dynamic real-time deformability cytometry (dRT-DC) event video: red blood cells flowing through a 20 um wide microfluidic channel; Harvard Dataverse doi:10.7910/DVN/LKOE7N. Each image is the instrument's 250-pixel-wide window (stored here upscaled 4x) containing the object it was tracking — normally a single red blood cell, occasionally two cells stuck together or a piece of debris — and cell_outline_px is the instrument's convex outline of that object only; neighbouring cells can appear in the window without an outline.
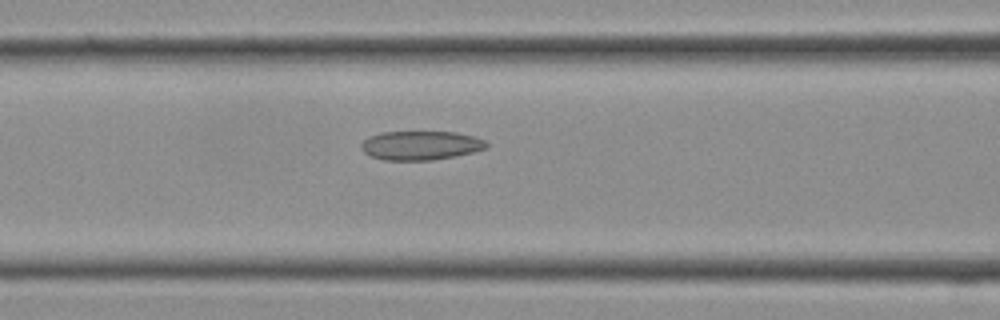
{"species": "Egyptian fruit bat (a non-hibernating species)", "species_latin": "Rousettus aegyptiacus", "temperature_condition": "cold", "stored_images_in_passage": 22, "camera_frame_rate_fps": 3000, "um_per_image_px": 0.085, "frame": {"image": 1, "passage_image": 4, "time_ms": 1.0, "image_size_px": [1000, 320], "cell_outline_px": [[488, 148], [456, 156], [432, 160], [384, 160], [372, 156], [364, 152], [360, 148], [360, 144], [368, 136], [380, 132], [456, 132], [472, 136], [484, 140], [488, 144]], "centroid_in_image_um": [35.74, 12.36], "position_along_channel_um": 130.9, "area_um2": 21.21}}
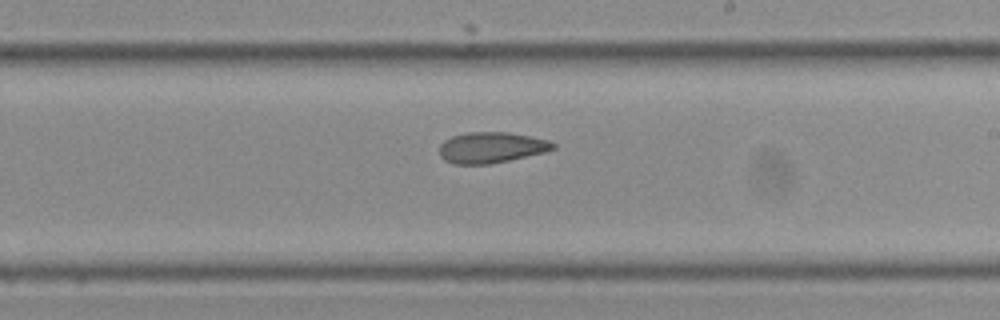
{"frame": {"image": 2, "passage_image": 9, "time_ms": 2.667, "image_size_px": [1000, 320], "cell_outline_px": [[556, 148], [544, 152], [492, 164], [452, 164], [444, 160], [440, 156], [440, 144], [444, 140], [452, 136], [468, 132], [508, 132], [532, 136], [548, 140], [556, 144]], "centroid_in_image_um": [41.75, 12.54], "position_along_channel_um": 247.2, "area_um2": 20.58}}
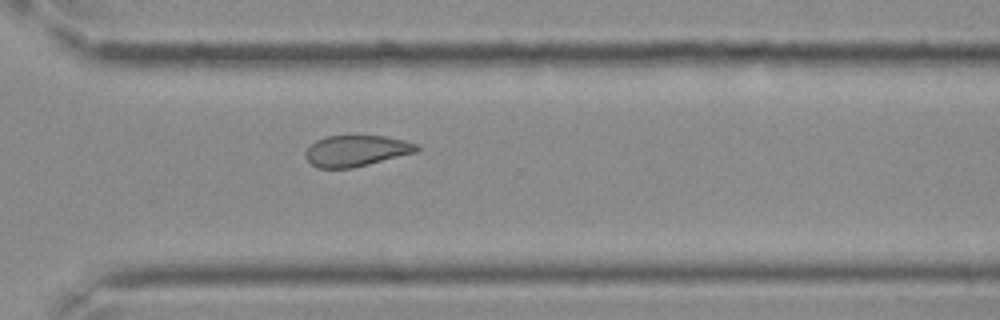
{"frame": {"image": 3, "passage_image": 13, "time_ms": 4.0, "image_size_px": [1000, 320], "cell_outline_px": [[420, 148], [416, 152], [352, 168], [316, 168], [304, 156], [304, 152], [316, 140], [328, 136], [384, 136], [404, 140], [416, 144]], "centroid_in_image_um": [30.26, 12.82], "position_along_channel_um": 340.3, "area_um2": 19.94}}